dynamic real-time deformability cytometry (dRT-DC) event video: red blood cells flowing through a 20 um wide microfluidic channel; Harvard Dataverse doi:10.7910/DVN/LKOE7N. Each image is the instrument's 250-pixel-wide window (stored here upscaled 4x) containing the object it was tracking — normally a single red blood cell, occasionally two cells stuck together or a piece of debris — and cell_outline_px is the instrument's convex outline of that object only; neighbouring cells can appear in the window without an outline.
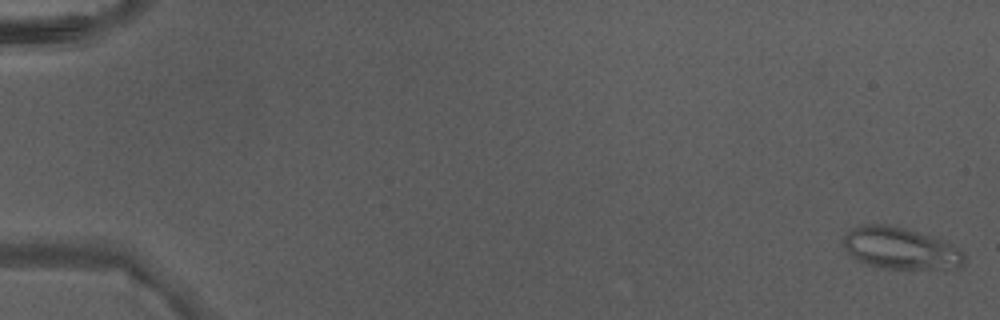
{"species": "Egyptian fruit bat (a non-hibernating species)", "species_latin": "Rousettus aegyptiacus", "temperature_condition": "warm", "stored_images_in_passage": 48, "camera_frame_rate_fps": 3000, "um_per_image_px": 0.085, "animal": {"sex": "male"}, "frame": {"image": 1, "passage_image": 1, "time_ms": 0.0, "image_size_px": [1000, 320], "cell_outline_px": [[964, 264], [960, 268], [880, 268], [864, 264], [856, 260], [840, 244], [840, 240], [844, 232], [852, 228], [864, 224], [888, 224], [904, 228], [932, 236], [944, 240], [956, 248], [964, 256]], "centroid_in_image_um": [76.43, 21.09], "position_along_channel_um": 8.6, "area_um2": 29.65}}
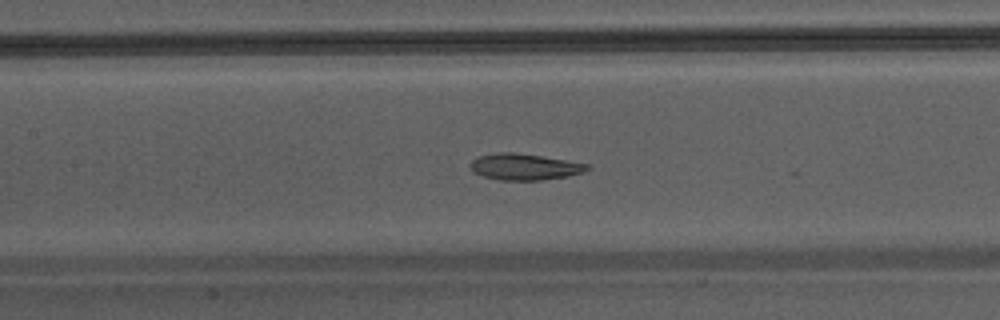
{"frame": {"image": 2, "passage_image": 24, "time_ms": 7.667, "image_size_px": [1000, 320], "cell_outline_px": [[592, 168], [584, 172], [568, 176], [540, 180], [500, 180], [484, 176], [472, 172], [468, 164], [472, 160], [480, 156], [500, 152], [512, 152], [540, 156], [588, 164]], "centroid_in_image_um": [44.57, 14.18], "position_along_channel_um": 162.8, "area_um2": 17.8}}
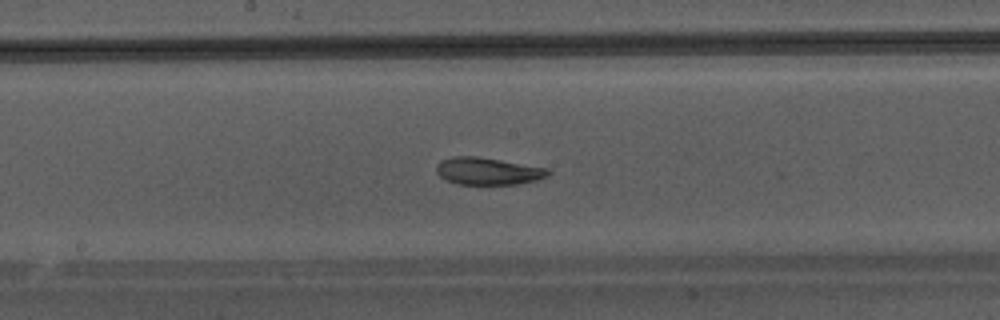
{"frame": {"image": 3, "passage_image": 27, "time_ms": 8.667, "image_size_px": [1000, 320], "cell_outline_px": [[552, 172], [548, 176], [536, 180], [516, 184], [456, 184], [440, 176], [436, 172], [436, 164], [440, 160], [452, 156], [476, 156], [548, 168]], "centroid_in_image_um": [41.46, 14.54], "position_along_channel_um": 206.7, "area_um2": 17.74}}